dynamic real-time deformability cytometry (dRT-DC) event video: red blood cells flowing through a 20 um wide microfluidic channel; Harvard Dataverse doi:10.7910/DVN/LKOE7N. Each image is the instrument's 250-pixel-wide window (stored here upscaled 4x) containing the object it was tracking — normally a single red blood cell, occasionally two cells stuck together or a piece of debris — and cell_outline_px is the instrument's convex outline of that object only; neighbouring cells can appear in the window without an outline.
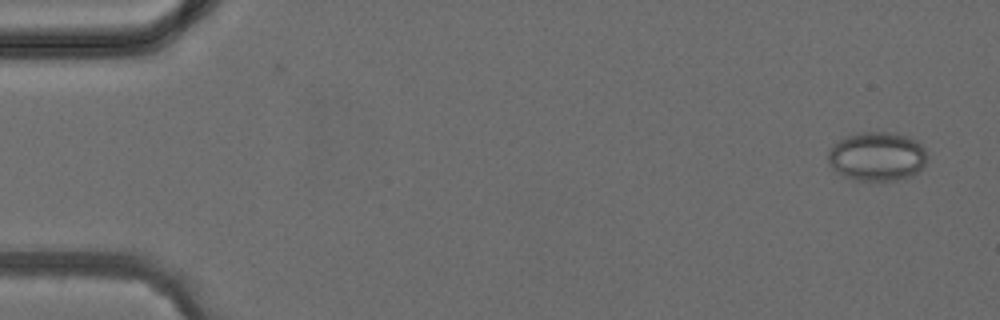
{"species": "common noctule bat (a hibernating species)", "species_latin": "Nyctalus noctula", "temperature_condition": "cold", "stored_images_in_passage": 2, "camera_frame_rate_fps": 3000, "um_per_image_px": 0.085, "animal": {"sex": "female", "body_mass_g": 24.6, "forearm_length_mm": 56.2}, "frame": {"image": 1, "passage_image": 2, "time_ms": 1.0, "image_size_px": [1000, 320], "cell_outline_px": [[924, 164], [912, 176], [896, 180], [856, 180], [844, 176], [832, 168], [828, 160], [828, 152], [844, 136], [860, 132], [888, 132], [908, 136], [916, 140], [924, 148]], "centroid_in_image_um": [74.53, 13.29], "position_along_channel_um": 10.5, "area_um2": 27.92}}